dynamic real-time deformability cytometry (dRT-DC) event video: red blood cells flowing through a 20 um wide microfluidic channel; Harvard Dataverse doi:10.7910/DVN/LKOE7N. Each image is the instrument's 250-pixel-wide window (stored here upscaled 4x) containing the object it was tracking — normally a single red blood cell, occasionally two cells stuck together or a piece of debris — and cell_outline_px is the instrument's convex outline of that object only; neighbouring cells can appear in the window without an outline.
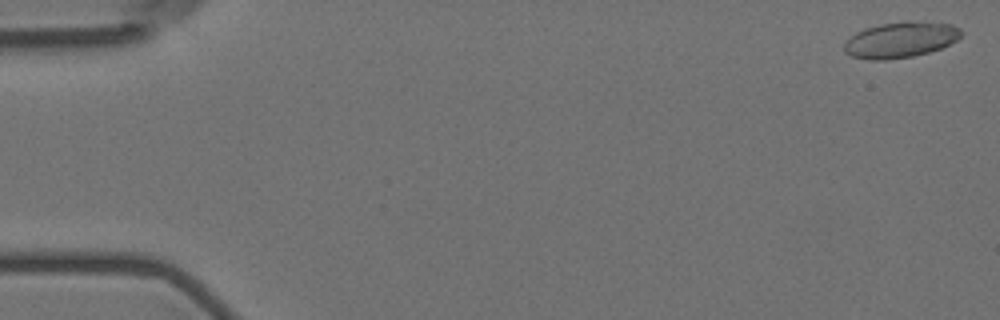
{"species": "Egyptian fruit bat (a non-hibernating species)", "species_latin": "Rousettus aegyptiacus", "temperature_condition": "room temperature", "stored_images_in_passage": 6, "camera_frame_rate_fps": 3000, "um_per_image_px": 0.085, "animal": {"sex": "female"}, "frame": {"image": 1, "passage_image": 1, "time_ms": 0.0, "image_size_px": [1000, 320], "cell_outline_px": [[964, 32], [956, 40], [940, 48], [928, 52], [912, 56], [884, 60], [868, 60], [852, 56], [844, 52], [844, 44], [856, 32], [864, 28], [880, 24], [908, 20], [952, 24], [960, 28]], "centroid_in_image_um": [76.55, 3.37], "position_along_channel_um": 8.5, "area_um2": 24.39}}
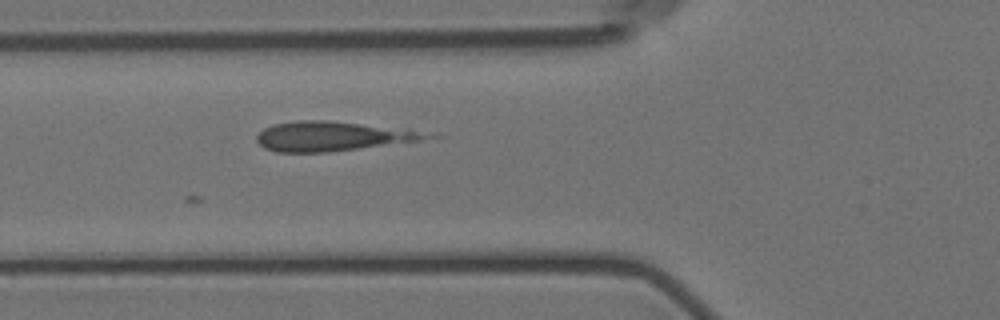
{"frame": {"image": 2, "passage_image": 6, "time_ms": 6.667, "image_size_px": [1000, 320], "cell_outline_px": [[440, 136], [420, 140], [328, 152], [276, 152], [264, 148], [256, 140], [256, 136], [264, 128], [272, 124], [296, 120], [328, 120], [408, 128]], "centroid_in_image_um": [28.26, 11.56], "position_along_channel_um": 97.5, "area_um2": 29.42}}